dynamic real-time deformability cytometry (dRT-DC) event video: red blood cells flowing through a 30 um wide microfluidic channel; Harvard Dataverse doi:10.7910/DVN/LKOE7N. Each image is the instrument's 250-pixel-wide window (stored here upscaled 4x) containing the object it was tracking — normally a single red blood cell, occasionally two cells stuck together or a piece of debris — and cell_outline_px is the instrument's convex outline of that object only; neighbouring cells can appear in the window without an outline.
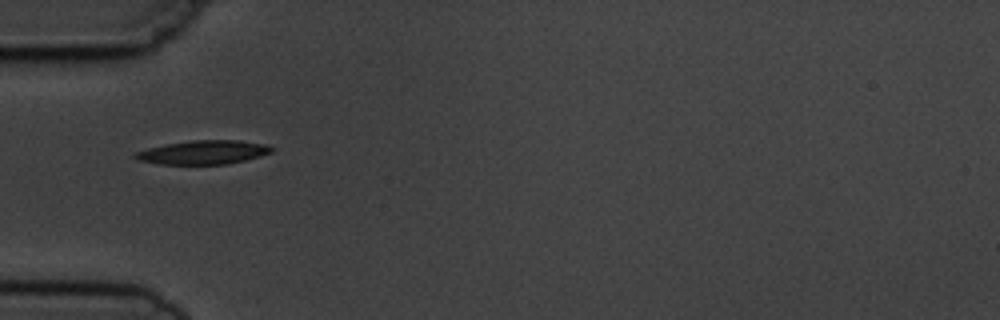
{"species": "common noctule bat (a hibernating species)", "species_latin": "Nyctalus noctula", "temperature_condition": "cold", "stored_images_in_passage": 11, "camera_frame_rate_fps": 3000, "um_per_image_px": 0.085, "animal": {"sex": "male", "body_mass_g": 19.5, "forearm_length_mm": 54.6}, "frame": {"image": 1, "passage_image": 1, "time_ms": 0.0, "image_size_px": [1000, 320], "cell_outline_px": [[276, 148], [272, 152], [260, 156], [228, 164], [156, 164], [140, 160], [132, 156], [136, 152], [148, 148], [168, 144], [192, 140], [240, 140], [268, 144]], "centroid_in_image_um": [17.34, 12.94], "position_along_channel_um": 67.7, "area_um2": 18.96}}
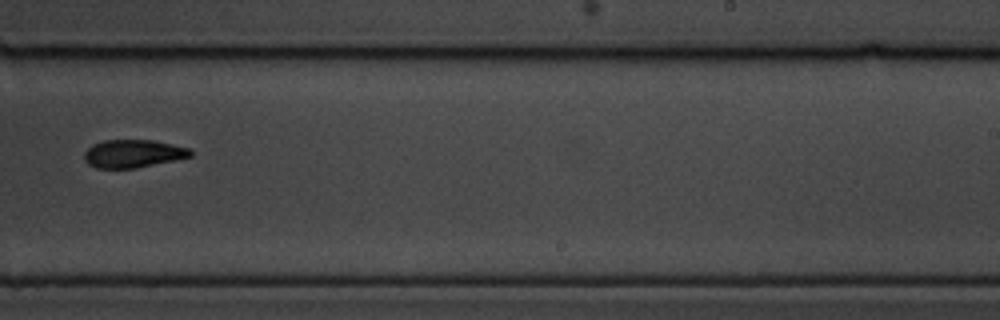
{"frame": {"image": 2, "passage_image": 6, "time_ms": 5.667, "image_size_px": [1000, 320], "cell_outline_px": [[192, 156], [176, 160], [136, 168], [96, 168], [88, 164], [84, 160], [84, 152], [92, 144], [104, 140], [152, 140], [192, 148]], "centroid_in_image_um": [11.32, 13.06], "position_along_channel_um": 277.7, "area_um2": 17.46}}
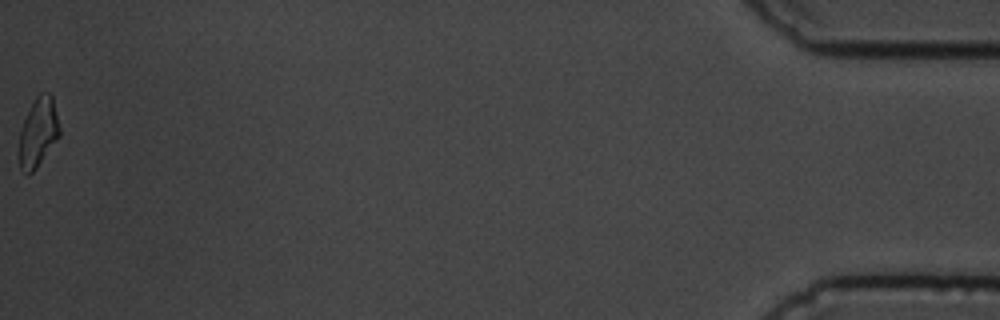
{"frame": {"image": 3, "passage_image": 11, "time_ms": 12.333, "image_size_px": [1000, 320], "cell_outline_px": [[60, 136], [36, 168], [28, 176], [24, 176], [20, 168], [20, 132], [24, 120], [36, 96], [40, 92], [48, 92], [52, 96], [60, 128]], "centroid_in_image_um": [3.26, 11.27], "position_along_channel_um": 431.9, "area_um2": 16.13}, "authors_computed_cell_mechanics": {"area_um2": 17.8024, "velocity_mm_per_s": 3.7336, "shape_relaxation_time_tau1_ms": 4.0215, "shape_relaxation_time_tau2_ms": null, "deformation_change_tau1": 0.1337, "deformation_change_tau2": null}}